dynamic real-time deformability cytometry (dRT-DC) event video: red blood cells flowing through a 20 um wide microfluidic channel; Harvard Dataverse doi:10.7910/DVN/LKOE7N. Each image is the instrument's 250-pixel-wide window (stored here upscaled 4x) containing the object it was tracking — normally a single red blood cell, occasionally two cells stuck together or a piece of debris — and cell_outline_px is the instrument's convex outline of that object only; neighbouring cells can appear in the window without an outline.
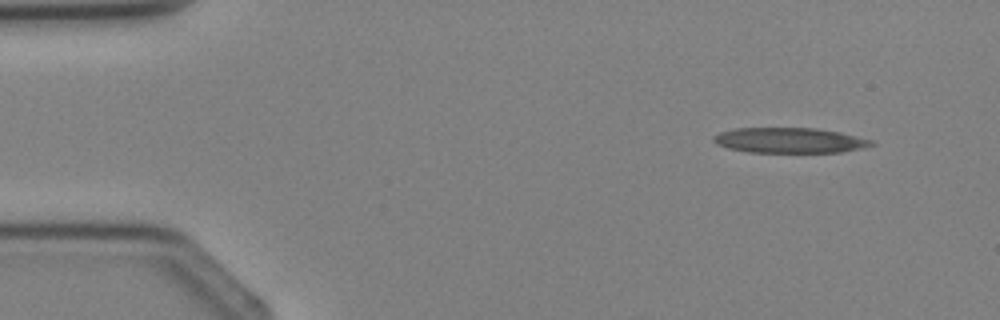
{"species": "Egyptian fruit bat (a non-hibernating species)", "species_latin": "Rousettus aegyptiacus", "temperature_condition": "cold", "stored_images_in_passage": 4, "segment_of_instrument_passage": [1, 2], "camera_frame_rate_fps": 3000, "um_per_image_px": 0.085, "animal": {"sex": "female"}, "frame": {"image": 1, "passage_image": 1, "time_ms": 0.0, "image_size_px": [1000, 320], "cell_outline_px": [[876, 144], [864, 148], [840, 152], [748, 152], [728, 148], [716, 144], [712, 140], [712, 136], [720, 132], [732, 128], [816, 128], [840, 132], [872, 140]], "centroid_in_image_um": [67.09, 11.92], "position_along_channel_um": 17.9, "area_um2": 23.35}}